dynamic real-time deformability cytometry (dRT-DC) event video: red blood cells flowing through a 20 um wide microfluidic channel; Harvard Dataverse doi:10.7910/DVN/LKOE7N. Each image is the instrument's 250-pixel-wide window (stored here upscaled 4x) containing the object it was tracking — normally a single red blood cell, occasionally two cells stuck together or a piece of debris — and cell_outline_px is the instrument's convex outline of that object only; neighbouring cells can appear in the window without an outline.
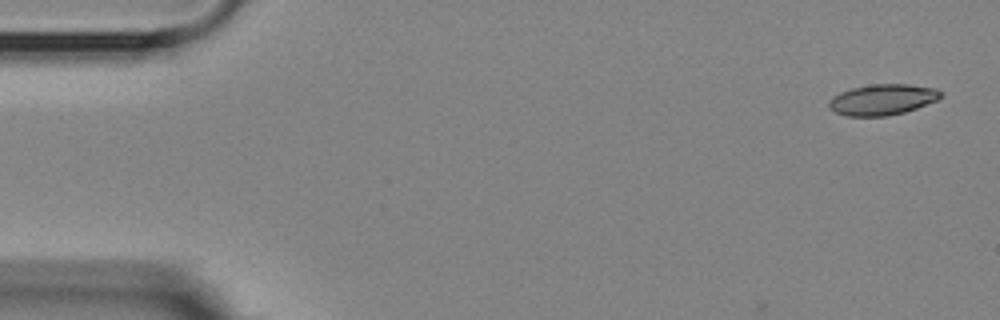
{"species": "Egyptian fruit bat (a non-hibernating species)", "species_latin": "Rousettus aegyptiacus", "temperature_condition": "room temperature", "stored_images_in_passage": 4, "camera_frame_rate_fps": 3000, "um_per_image_px": 0.085, "animal": {"sex": "female"}, "frame": {"image": 1, "passage_image": 1, "time_ms": 0.0, "image_size_px": [1000, 320], "cell_outline_px": [[940, 96], [936, 100], [916, 108], [904, 112], [888, 116], [844, 116], [836, 112], [828, 104], [832, 96], [840, 92], [852, 88], [872, 84], [908, 84], [936, 88], [940, 92]], "centroid_in_image_um": [74.98, 8.46], "position_along_channel_um": 10.0, "area_um2": 19.88}}